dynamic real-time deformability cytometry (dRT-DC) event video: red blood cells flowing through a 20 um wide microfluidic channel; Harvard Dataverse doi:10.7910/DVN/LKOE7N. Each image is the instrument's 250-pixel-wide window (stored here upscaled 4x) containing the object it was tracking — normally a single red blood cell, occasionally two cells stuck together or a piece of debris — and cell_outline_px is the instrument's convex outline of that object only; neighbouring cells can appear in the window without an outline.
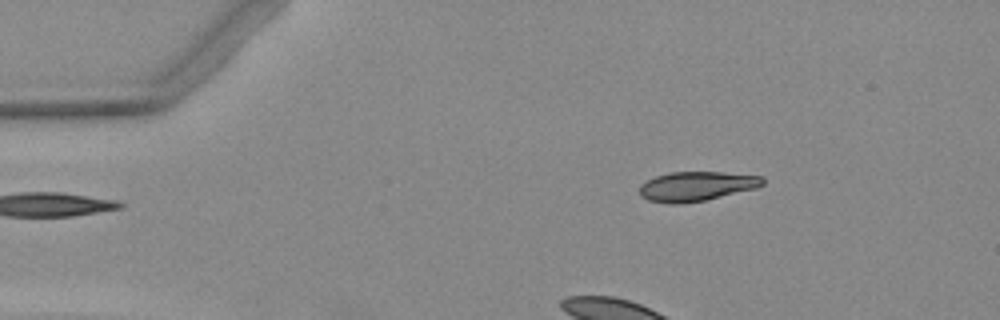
{"species": "Egyptian fruit bat (a non-hibernating species)", "species_latin": "Rousettus aegyptiacus", "temperature_condition": "warm", "stored_images_in_passage": 2, "camera_frame_rate_fps": 3000, "um_per_image_px": 0.085, "animal": {"sex": "female"}, "frame": {"image": 1, "passage_image": 2, "time_ms": 1.667, "image_size_px": [1000, 320], "cell_outline_px": [[764, 184], [756, 188], [704, 200], [680, 204], [672, 204], [648, 200], [640, 196], [640, 184], [656, 176], [672, 172], [724, 172], [764, 176]], "centroid_in_image_um": [59.21, 15.83], "position_along_channel_um": 25.8, "area_um2": 21.1}}